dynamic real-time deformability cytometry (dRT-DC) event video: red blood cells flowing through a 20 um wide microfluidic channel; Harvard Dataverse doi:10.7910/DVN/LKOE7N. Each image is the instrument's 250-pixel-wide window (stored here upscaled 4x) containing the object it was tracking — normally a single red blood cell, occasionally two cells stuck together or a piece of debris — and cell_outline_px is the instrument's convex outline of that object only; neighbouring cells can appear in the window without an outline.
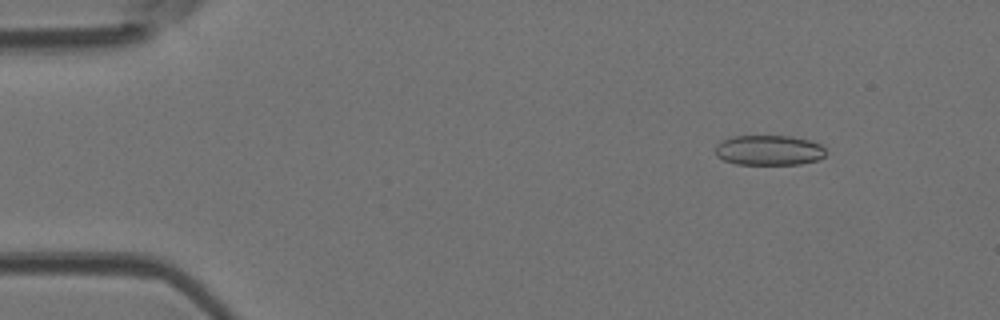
{"species": "Egyptian fruit bat (a non-hibernating species)", "species_latin": "Rousettus aegyptiacus", "temperature_condition": "room temperature", "stored_images_in_passage": 5, "camera_frame_rate_fps": 3000, "um_per_image_px": 0.085, "animal": {"sex": "female"}, "frame": {"image": 1, "passage_image": 2, "time_ms": 0.333, "image_size_px": [1000, 320], "cell_outline_px": [[824, 156], [816, 160], [800, 164], [736, 164], [724, 160], [716, 156], [716, 144], [720, 140], [732, 136], [792, 136], [808, 140], [820, 144], [824, 148]], "centroid_in_image_um": [65.31, 12.76], "position_along_channel_um": 19.7, "area_um2": 19.36}}
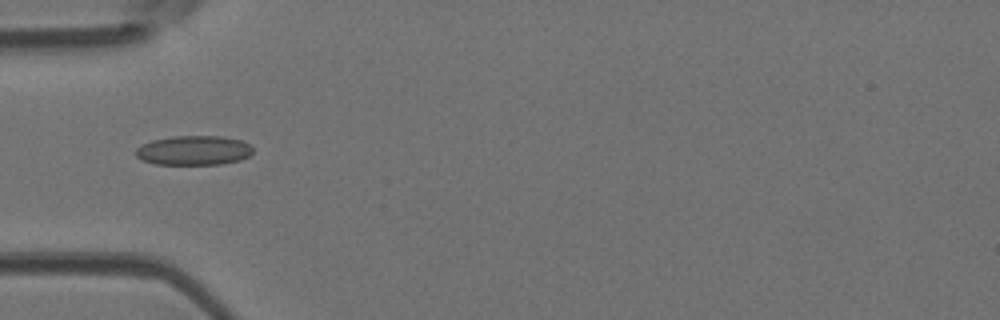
{"frame": {"image": 2, "passage_image": 5, "time_ms": 1.333, "image_size_px": [1000, 320], "cell_outline_px": [[252, 152], [248, 156], [240, 160], [220, 164], [156, 164], [140, 160], [136, 156], [136, 148], [152, 140], [172, 136], [220, 136], [240, 140], [248, 144], [252, 148]], "centroid_in_image_um": [16.44, 12.78], "position_along_channel_um": 68.6, "area_um2": 20.0}}